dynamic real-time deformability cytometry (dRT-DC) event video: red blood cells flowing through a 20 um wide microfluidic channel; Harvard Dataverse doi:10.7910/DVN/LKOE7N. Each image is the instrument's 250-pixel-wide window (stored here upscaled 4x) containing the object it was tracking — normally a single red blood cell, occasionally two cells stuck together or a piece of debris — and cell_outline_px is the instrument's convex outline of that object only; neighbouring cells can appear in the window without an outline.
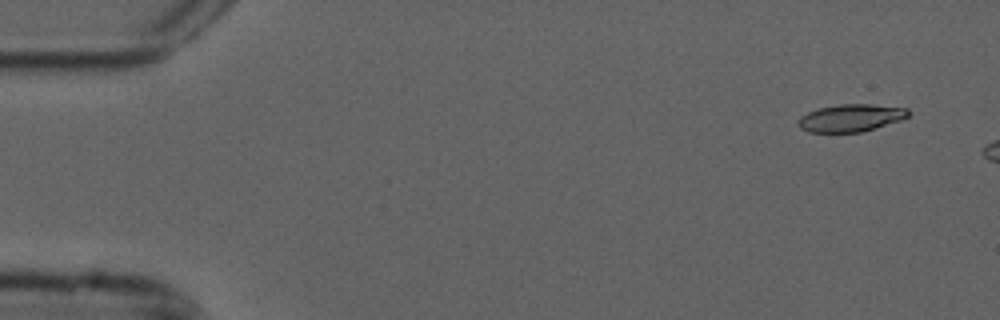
{"species": "common noctule bat (a hibernating species)", "species_latin": "Nyctalus noctula", "temperature_condition": "cold", "stored_images_in_passage": 3, "camera_frame_rate_fps": 3000, "um_per_image_px": 0.085, "animal": {"sex": "male", "forearm_length_mm": 52.5}, "frame": {"image": 1, "passage_image": 1, "time_ms": 0.0, "image_size_px": [1000, 320], "cell_outline_px": [[908, 116], [900, 120], [876, 128], [860, 132], [808, 132], [800, 128], [800, 116], [808, 112], [820, 108], [836, 104], [872, 104], [908, 108]], "centroid_in_image_um": [72.33, 10.01], "position_along_channel_um": 12.7, "area_um2": 17.46}}